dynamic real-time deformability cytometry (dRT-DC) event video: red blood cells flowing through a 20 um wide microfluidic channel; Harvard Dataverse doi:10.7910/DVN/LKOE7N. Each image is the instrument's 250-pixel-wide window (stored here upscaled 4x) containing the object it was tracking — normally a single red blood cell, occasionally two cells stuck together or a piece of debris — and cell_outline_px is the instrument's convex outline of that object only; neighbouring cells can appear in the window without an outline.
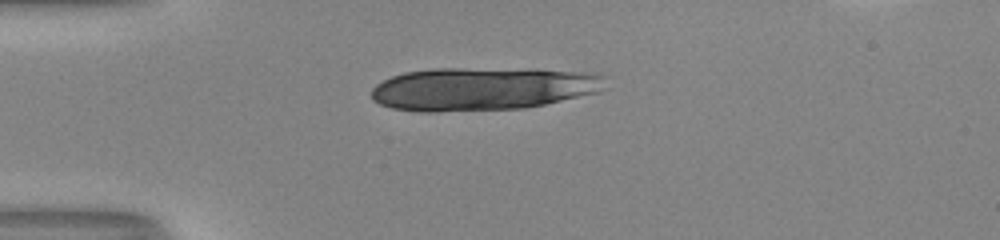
{"species": "human", "species_latin": "Homo sapiens", "temperature_condition": "room temperature", "stored_images_in_passage": 38, "camera_frame_rate_fps": 3000, "um_per_image_px": 0.085, "donor": {"sex": "male"}, "frame": {"image": 1, "passage_image": 1, "time_ms": 0.0, "image_size_px": [1000, 240], "cell_outline_px": [[608, 88], [600, 92], [544, 104], [524, 108], [436, 112], [420, 112], [392, 108], [380, 104], [372, 100], [372, 88], [376, 84], [392, 76], [404, 72], [436, 68], [460, 68], [588, 72], [604, 76]], "centroid_in_image_um": [40.99, 7.56], "position_along_channel_um": 44.0, "area_um2": 58.61}, "authors_computed_cell_mechanics": {"area_um2": 36.5874, "velocity_mm_per_s": 4.066, "shape_relaxation_time_tau1_ms": 5.2738, "shape_relaxation_time_tau2_ms": 1.5993, "deformation_change_tau1": 0.2381, "deformation_change_tau2": 0.1141}}